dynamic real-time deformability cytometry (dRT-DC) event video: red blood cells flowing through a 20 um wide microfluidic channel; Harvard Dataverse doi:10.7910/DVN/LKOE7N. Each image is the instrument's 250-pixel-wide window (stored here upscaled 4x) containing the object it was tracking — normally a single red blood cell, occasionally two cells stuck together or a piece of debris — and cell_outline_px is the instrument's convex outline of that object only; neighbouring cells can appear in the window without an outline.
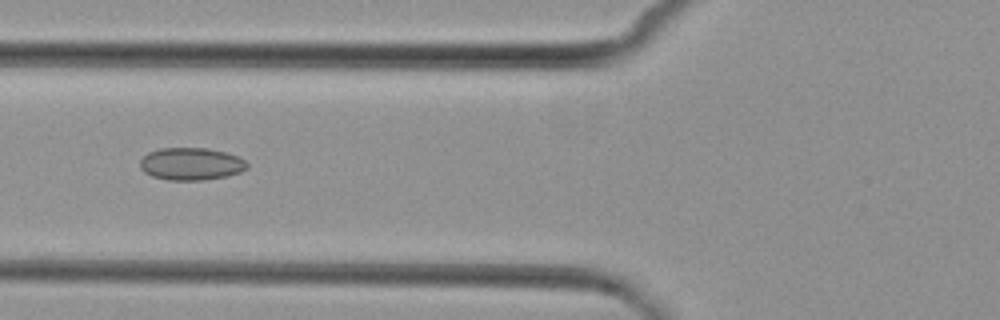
{"species": "common noctule bat (a hibernating species)", "species_latin": "Nyctalus noctula", "temperature_condition": "cold", "stored_images_in_passage": 9, "camera_frame_rate_fps": 3000, "um_per_image_px": 0.085, "animal": {"sex": "female", "body_mass_g": 29.2, "forearm_length_mm": 56.3}, "frame": {"image": 1, "passage_image": 6, "time_ms": 6.667, "image_size_px": [1000, 320], "cell_outline_px": [[248, 168], [240, 172], [228, 176], [204, 180], [168, 180], [152, 176], [144, 172], [140, 168], [140, 160], [148, 152], [160, 148], [208, 148], [224, 152], [236, 156], [244, 160], [248, 164]], "centroid_in_image_um": [16.23, 13.94], "position_along_channel_um": 109.6, "area_um2": 20.29}}
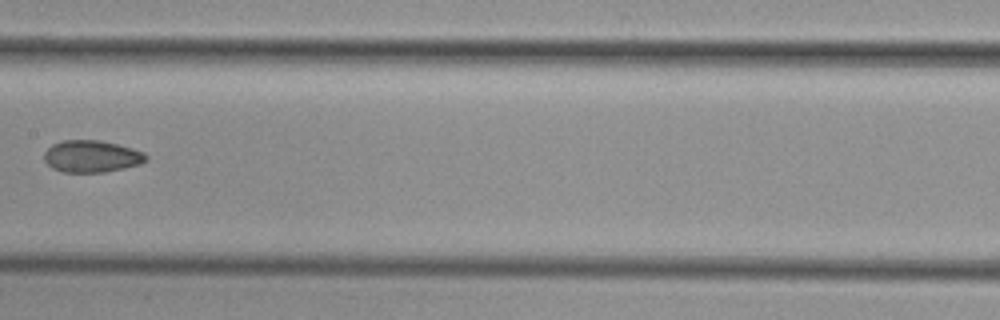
{"frame": {"image": 2, "passage_image": 8, "time_ms": 9.0, "image_size_px": [1000, 320], "cell_outline_px": [[148, 160], [140, 164], [124, 168], [104, 172], [64, 172], [52, 168], [44, 160], [44, 152], [52, 144], [64, 140], [100, 140], [132, 148], [144, 152], [148, 156]], "centroid_in_image_um": [7.8, 13.29], "position_along_channel_um": 199.6, "area_um2": 19.02}}
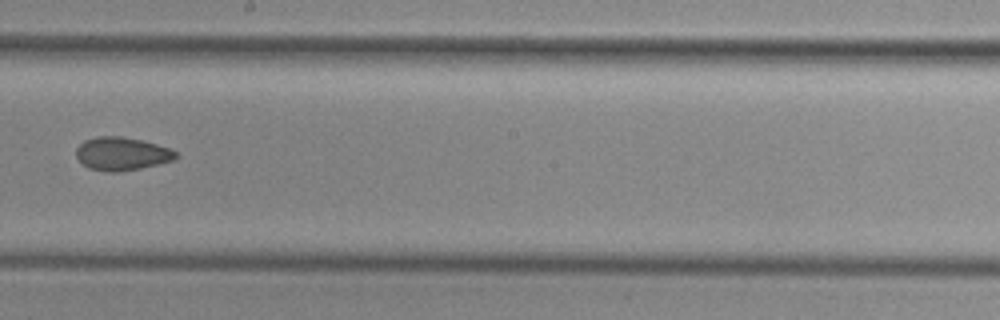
{"frame": {"image": 3, "passage_image": 9, "time_ms": 10.0, "image_size_px": [1000, 320], "cell_outline_px": [[176, 156], [172, 160], [140, 168], [120, 172], [108, 172], [88, 168], [76, 156], [76, 148], [84, 140], [96, 136], [120, 136], [140, 140], [156, 144], [168, 148], [176, 152]], "centroid_in_image_um": [10.3, 13.06], "position_along_channel_um": 237.9, "area_um2": 19.02}}